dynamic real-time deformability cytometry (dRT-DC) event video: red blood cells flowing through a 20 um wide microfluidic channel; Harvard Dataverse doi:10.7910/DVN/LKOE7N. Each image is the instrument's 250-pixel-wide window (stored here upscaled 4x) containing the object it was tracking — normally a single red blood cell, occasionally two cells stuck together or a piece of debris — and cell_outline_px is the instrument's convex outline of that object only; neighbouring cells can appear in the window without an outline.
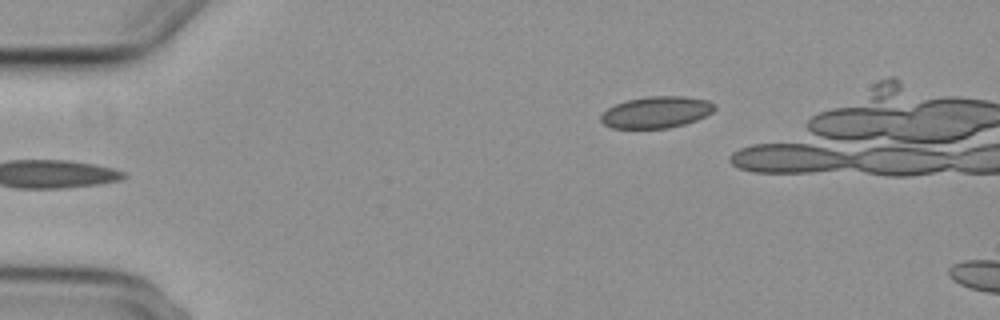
{"species": "common noctule bat (a hibernating species)", "species_latin": "Nyctalus noctula", "temperature_condition": "cold", "stored_images_in_passage": 2, "camera_frame_rate_fps": 3000, "um_per_image_px": 0.085, "animal": {"sex": "female", "body_mass_g": 29.2, "forearm_length_mm": 56.3}, "frame": {"image": 1, "passage_image": 2, "time_ms": 1.0, "image_size_px": [1000, 320], "cell_outline_px": [[716, 108], [712, 112], [696, 120], [684, 124], [668, 128], [612, 128], [604, 124], [600, 120], [600, 116], [608, 108], [616, 104], [628, 100], [648, 96], [684, 96], [708, 100], [716, 104]], "centroid_in_image_um": [55.8, 9.53], "position_along_channel_um": 29.2, "area_um2": 20.87}}